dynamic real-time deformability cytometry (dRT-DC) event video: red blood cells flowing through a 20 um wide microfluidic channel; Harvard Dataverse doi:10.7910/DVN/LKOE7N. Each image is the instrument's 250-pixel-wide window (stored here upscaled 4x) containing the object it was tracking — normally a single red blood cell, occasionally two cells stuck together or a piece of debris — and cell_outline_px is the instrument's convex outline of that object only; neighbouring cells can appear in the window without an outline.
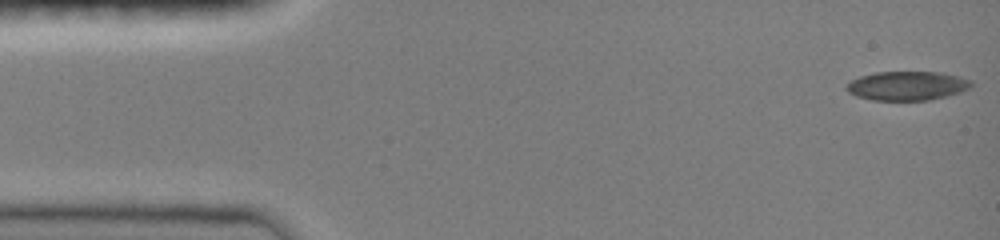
{"species": "common noctule bat (a hibernating species)", "species_latin": "Nyctalus noctula", "temperature_condition": "room temperature", "stored_images_in_passage": 41, "camera_frame_rate_fps": 3000, "um_per_image_px": 0.085, "animal": {"sex": "female", "body_mass_g": 19.0, "forearm_length_mm": 51.5}, "frame": {"image": 1, "passage_image": 1, "time_ms": 0.0, "image_size_px": [1000, 240], "cell_outline_px": [[972, 84], [968, 88], [960, 92], [928, 100], [872, 100], [856, 96], [848, 92], [844, 88], [852, 80], [860, 76], [876, 72], [940, 72], [972, 80]], "centroid_in_image_um": [77.07, 7.29], "position_along_channel_um": 7.9, "area_um2": 20.92}}
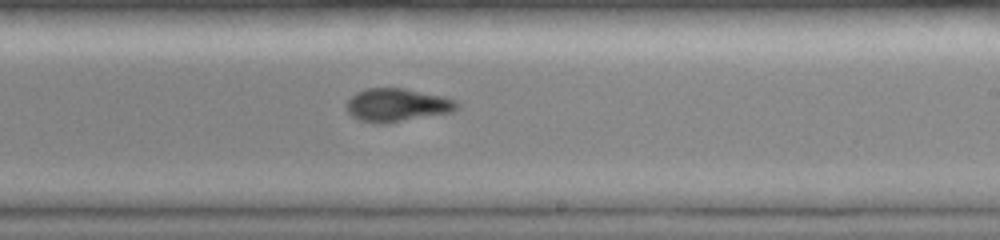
{"frame": {"image": 2, "passage_image": 22, "time_ms": 9.0, "image_size_px": [1000, 240], "cell_outline_px": [[460, 108], [452, 112], [384, 124], [380, 124], [360, 120], [352, 116], [348, 112], [348, 100], [356, 92], [368, 88], [404, 88], [444, 96], [456, 100], [460, 104]], "centroid_in_image_um": [33.8, 8.93], "position_along_channel_um": 255.2, "area_um2": 21.39}}
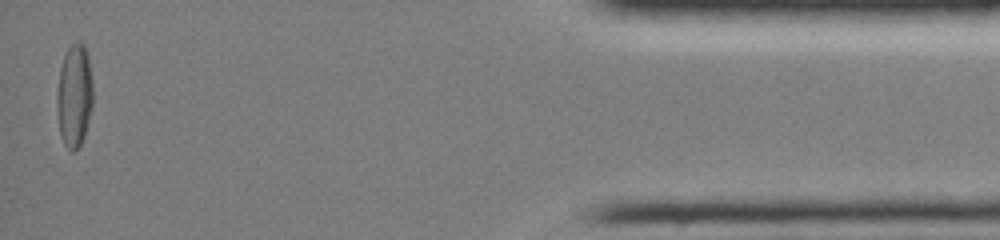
{"frame": {"image": 3, "passage_image": 40, "time_ms": 15.0, "image_size_px": [1000, 240], "cell_outline_px": [[92, 108], [88, 124], [84, 136], [80, 144], [72, 152], [64, 144], [60, 136], [56, 104], [56, 96], [60, 68], [64, 56], [68, 48], [76, 40], [84, 44], [88, 52], [92, 80]], "centroid_in_image_um": [6.32, 8.11], "position_along_channel_um": 428.9, "area_um2": 21.85}, "authors_computed_cell_mechanics": {"area_um2": 21.3282, "velocity_mm_per_s": 4.0588, "shape_relaxation_time_tau1_ms": null, "shape_relaxation_time_tau2_ms": 3.7786, "deformation_change_tau1": null, "deformation_change_tau2": 0.1014}}